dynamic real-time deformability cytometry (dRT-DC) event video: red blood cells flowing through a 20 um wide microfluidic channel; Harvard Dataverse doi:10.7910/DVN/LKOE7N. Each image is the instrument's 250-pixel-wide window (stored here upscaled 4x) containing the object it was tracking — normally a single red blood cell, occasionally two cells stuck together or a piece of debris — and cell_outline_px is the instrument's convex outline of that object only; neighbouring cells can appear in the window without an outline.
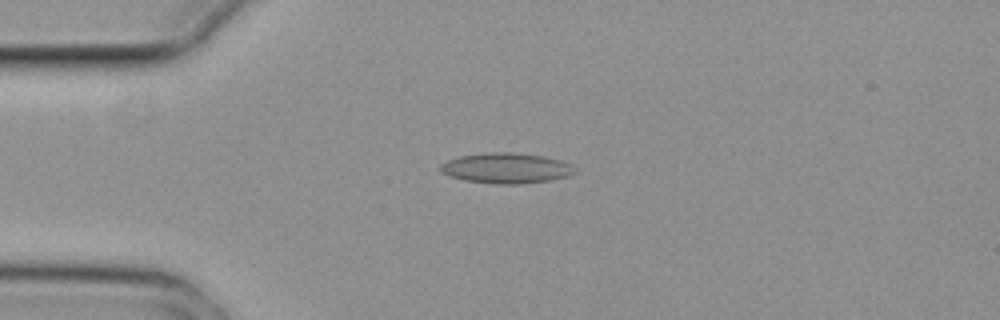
{"species": "common noctule bat (a hibernating species)", "species_latin": "Nyctalus noctula", "temperature_condition": "cold", "stored_images_in_passage": 6, "camera_frame_rate_fps": 3000, "um_per_image_px": 0.085, "animal": {"sex": "female", "body_mass_g": 29.2, "forearm_length_mm": 56.3}, "frame": {"image": 1, "passage_image": 2, "time_ms": 0.333, "image_size_px": [1000, 320], "cell_outline_px": [[576, 172], [564, 176], [548, 180], [520, 184], [496, 184], [464, 180], [448, 176], [440, 172], [440, 164], [444, 160], [460, 156], [484, 152], [516, 152], [544, 156], [560, 160], [572, 164]], "centroid_in_image_um": [42.96, 14.28], "position_along_channel_um": 42.0, "area_um2": 23.99}}
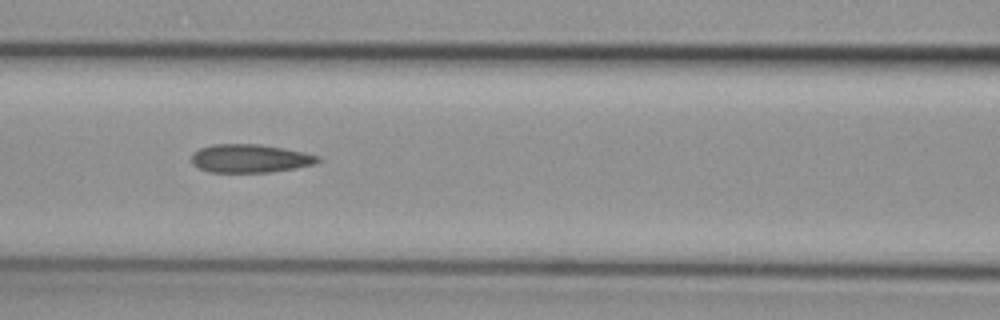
{"frame": {"image": 2, "passage_image": 5, "time_ms": 1.333, "image_size_px": [1000, 320], "cell_outline_px": [[320, 160], [316, 164], [296, 168], [268, 172], [208, 172], [196, 168], [192, 164], [192, 152], [200, 148], [212, 144], [260, 144], [284, 148], [304, 152], [320, 156]], "centroid_in_image_um": [21.23, 13.47], "position_along_channel_um": 145.4, "area_um2": 21.1}}
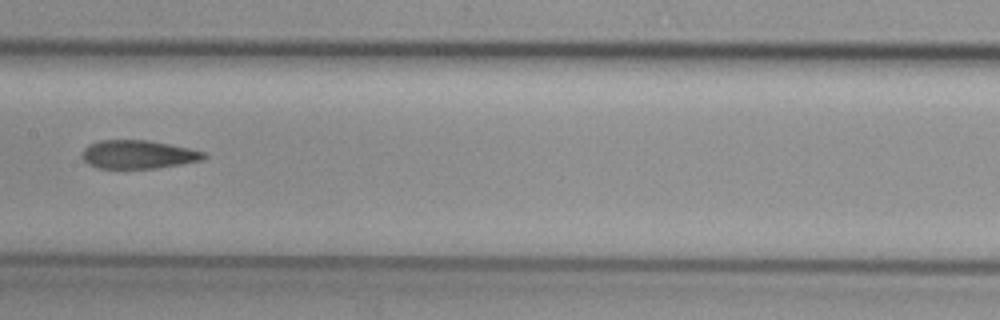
{"frame": {"image": 3, "passage_image": 6, "time_ms": 1.667, "image_size_px": [1000, 320], "cell_outline_px": [[208, 156], [200, 160], [180, 164], [156, 168], [96, 168], [88, 164], [80, 156], [80, 152], [88, 144], [100, 140], [148, 140], [192, 148], [204, 152]], "centroid_in_image_um": [11.7, 13.12], "position_along_channel_um": 195.7, "area_um2": 20.35}}